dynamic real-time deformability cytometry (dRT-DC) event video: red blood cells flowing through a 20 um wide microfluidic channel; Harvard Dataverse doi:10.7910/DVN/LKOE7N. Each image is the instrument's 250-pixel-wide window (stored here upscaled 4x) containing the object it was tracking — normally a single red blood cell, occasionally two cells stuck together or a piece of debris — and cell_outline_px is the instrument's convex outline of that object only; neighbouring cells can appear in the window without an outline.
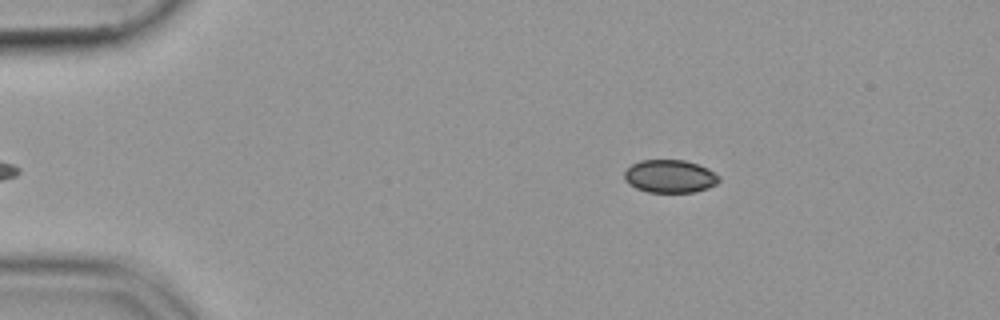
{"species": "common noctule bat (a hibernating species)", "species_latin": "Nyctalus noctula", "temperature_condition": "cold", "stored_images_in_passage": 46, "camera_frame_rate_fps": 3000, "um_per_image_px": 0.085, "animal": {"sex": "female", "body_mass_g": 19.9}, "frame": {"image": 1, "passage_image": 2, "time_ms": 0.333, "image_size_px": [1000, 320], "cell_outline_px": [[720, 180], [716, 184], [708, 188], [692, 192], [648, 192], [636, 188], [628, 184], [624, 180], [624, 172], [632, 164], [640, 160], [684, 160], [708, 168], [720, 176]], "centroid_in_image_um": [56.93, 14.98], "position_along_channel_um": 28.1, "area_um2": 18.21}}
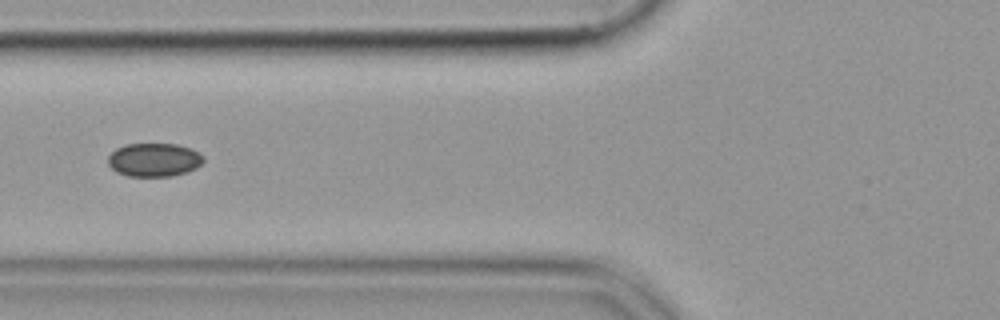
{"frame": {"image": 2, "passage_image": 14, "time_ms": 4.333, "image_size_px": [1000, 320], "cell_outline_px": [[204, 160], [196, 168], [188, 172], [172, 176], [128, 176], [116, 172], [108, 164], [108, 156], [116, 148], [124, 144], [176, 144], [192, 148], [204, 156]], "centroid_in_image_um": [13.1, 13.58], "position_along_channel_um": 112.7, "area_um2": 18.79}}
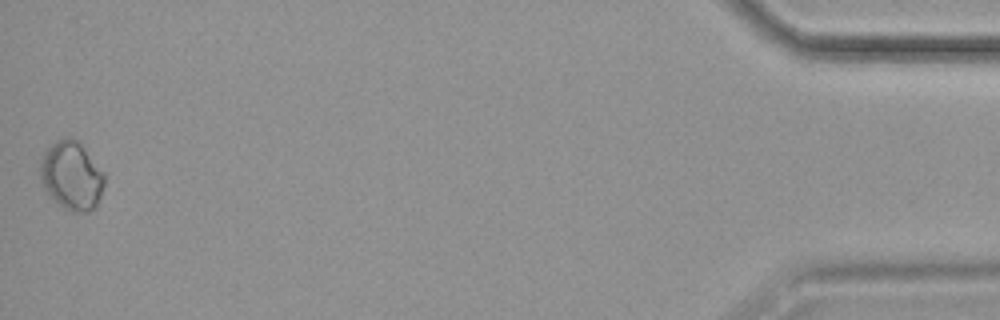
{"frame": {"image": 3, "passage_image": 46, "time_ms": 15.0, "image_size_px": [1000, 320], "cell_outline_px": [[104, 184], [96, 208], [88, 212], [72, 212], [64, 208], [44, 188], [40, 176], [40, 160], [44, 152], [56, 140], [64, 136], [72, 136], [80, 140], [104, 172]], "centroid_in_image_um": [6.11, 14.88], "position_along_channel_um": 429.1, "area_um2": 25.95}}